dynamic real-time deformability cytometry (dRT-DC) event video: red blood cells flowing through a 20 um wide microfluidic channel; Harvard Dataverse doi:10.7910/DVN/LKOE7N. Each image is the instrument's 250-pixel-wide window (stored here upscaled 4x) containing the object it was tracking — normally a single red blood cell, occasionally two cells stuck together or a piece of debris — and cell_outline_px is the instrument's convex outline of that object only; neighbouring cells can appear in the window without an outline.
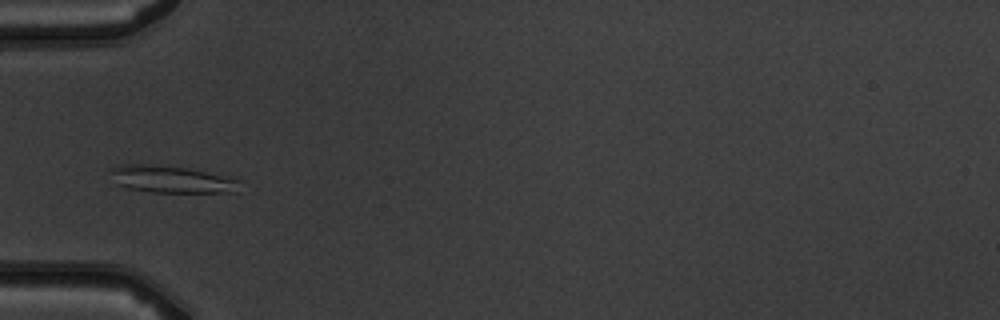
{"species": "common noctule bat (a hibernating species)", "species_latin": "Nyctalus noctula", "temperature_condition": "warm", "stored_images_in_passage": 7, "camera_frame_rate_fps": 3000, "um_per_image_px": 0.085, "animal": {"sex": "male", "body_mass_g": 19.5, "forearm_length_mm": 54.6}, "frame": {"image": 1, "passage_image": 4, "time_ms": 3.333, "image_size_px": [1000, 320], "cell_outline_px": [[244, 180], [236, 192], [152, 192], [128, 188], [116, 184], [108, 172], [108, 168], [120, 164], [140, 164], [184, 168], [232, 176]], "centroid_in_image_um": [14.6, 15.24], "position_along_channel_um": 70.4, "area_um2": 20.69}}
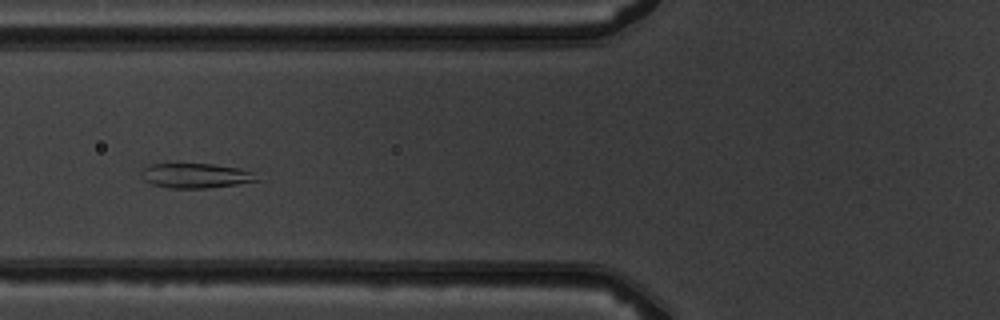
{"frame": {"image": 2, "passage_image": 5, "time_ms": 4.333, "image_size_px": [1000, 320], "cell_outline_px": [[260, 180], [236, 184], [208, 188], [168, 188], [152, 184], [144, 180], [140, 172], [140, 168], [148, 164], [212, 164], [240, 168], [256, 172]], "centroid_in_image_um": [16.63, 14.92], "position_along_channel_um": 109.2, "area_um2": 16.88}}
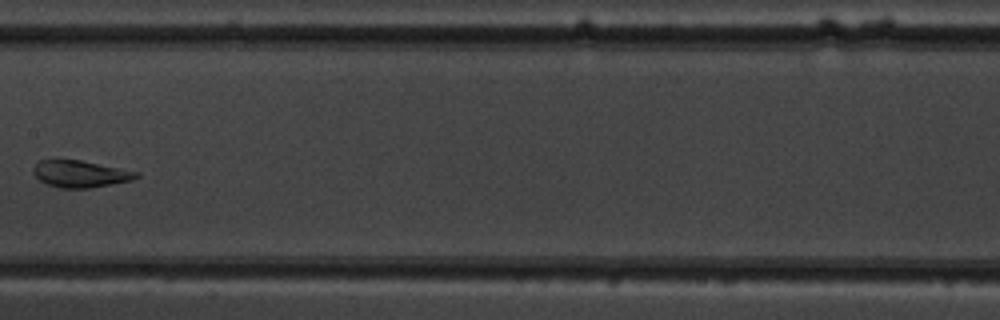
{"frame": {"image": 3, "passage_image": 7, "time_ms": 6.667, "image_size_px": [1000, 320], "cell_outline_px": [[140, 176], [132, 180], [88, 188], [60, 188], [48, 184], [40, 180], [32, 172], [32, 168], [40, 160], [56, 156], [80, 160], [140, 172]], "centroid_in_image_um": [6.77, 14.73], "position_along_channel_um": 200.6, "area_um2": 16.53}}